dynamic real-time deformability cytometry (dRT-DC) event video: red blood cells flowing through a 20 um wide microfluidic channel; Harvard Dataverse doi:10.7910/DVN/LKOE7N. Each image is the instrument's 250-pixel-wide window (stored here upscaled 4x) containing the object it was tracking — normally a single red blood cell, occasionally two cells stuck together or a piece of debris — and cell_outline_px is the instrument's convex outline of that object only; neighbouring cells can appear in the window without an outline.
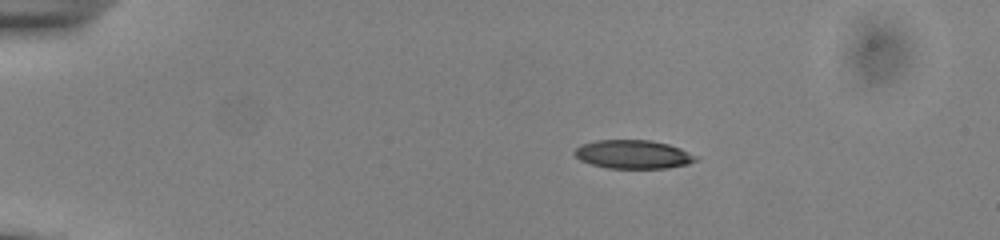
{"species": "common noctule bat (a hibernating species)", "species_latin": "Nyctalus noctula", "temperature_condition": "cold", "stored_images_in_passage": 5, "segment_of_instrument_passage": [2, 2], "camera_frame_rate_fps": 3000, "um_per_image_px": 0.085, "animal": {"sex": "male", "body_mass_g": 13.0, "forearm_length_mm": 53.1}, "frame": {"image": 1, "passage_image": 5, "time_ms": 1.333, "image_size_px": [1000, 240], "cell_outline_px": [[700, 156], [696, 160], [688, 164], [668, 168], [608, 168], [592, 164], [580, 160], [572, 152], [580, 144], [596, 140], [652, 140], [668, 144], [680, 148]], "centroid_in_image_um": [53.83, 13.11], "position_along_channel_um": 31.2, "area_um2": 20.35}}